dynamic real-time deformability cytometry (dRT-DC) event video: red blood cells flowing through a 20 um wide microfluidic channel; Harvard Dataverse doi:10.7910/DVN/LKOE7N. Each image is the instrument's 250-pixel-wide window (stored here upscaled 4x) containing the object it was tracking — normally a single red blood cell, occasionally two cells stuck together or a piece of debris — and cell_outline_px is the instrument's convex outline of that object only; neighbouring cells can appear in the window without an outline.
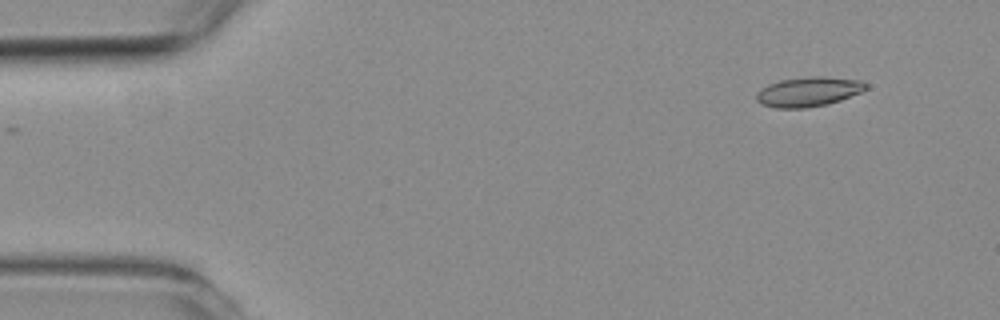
{"species": "common noctule bat (a hibernating species)", "species_latin": "Nyctalus noctula", "temperature_condition": "room temperature", "stored_images_in_passage": 50, "camera_frame_rate_fps": 3000, "um_per_image_px": 0.085, "animal": {"sex": "female", "body_mass_g": 19.3, "forearm_length_mm": 54.1}, "frame": {"image": 1, "passage_image": 1, "time_ms": 0.0, "image_size_px": [1000, 320], "cell_outline_px": [[868, 88], [860, 92], [840, 100], [828, 104], [804, 108], [776, 108], [760, 104], [756, 100], [756, 92], [760, 88], [768, 84], [780, 80], [808, 76], [824, 76], [860, 80], [868, 84]], "centroid_in_image_um": [68.69, 7.79], "position_along_channel_um": 16.3, "area_um2": 19.07}}
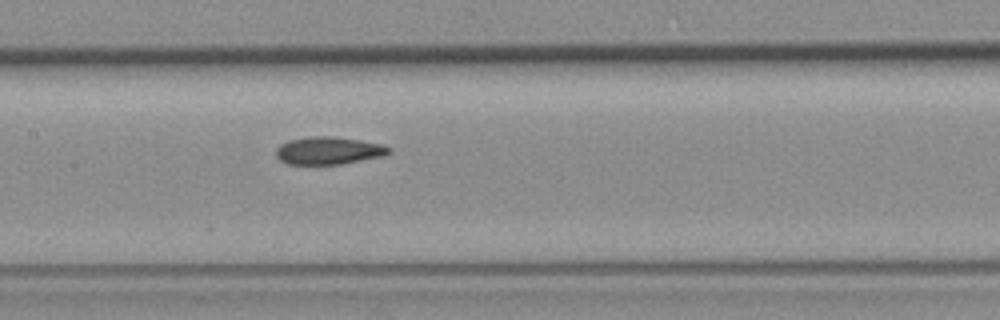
{"frame": {"image": 2, "passage_image": 22, "time_ms": 7.0, "image_size_px": [1000, 320], "cell_outline_px": [[392, 152], [384, 156], [340, 164], [288, 164], [280, 160], [276, 156], [276, 148], [280, 144], [288, 140], [312, 136], [332, 136], [360, 140], [384, 144], [392, 148]], "centroid_in_image_um": [27.96, 12.79], "position_along_channel_um": 179.4, "area_um2": 18.32}}
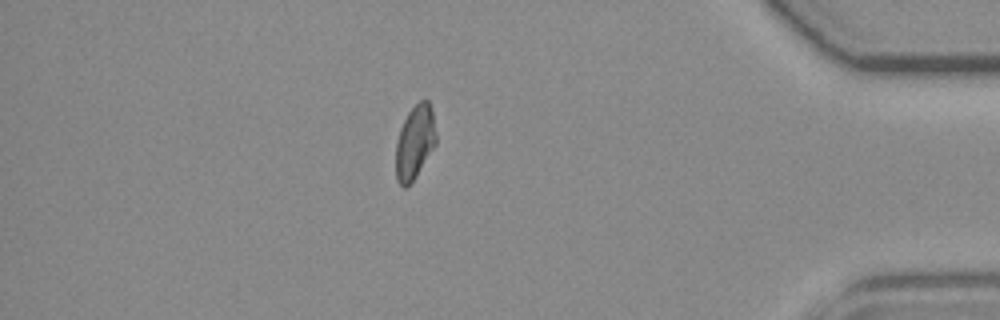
{"frame": {"image": 3, "passage_image": 43, "time_ms": 14.0, "image_size_px": [1000, 320], "cell_outline_px": [[436, 144], [416, 176], [404, 188], [396, 180], [396, 144], [400, 128], [408, 112], [420, 100], [428, 100], [432, 108], [436, 136]], "centroid_in_image_um": [35.26, 12.07], "position_along_channel_um": 399.9, "area_um2": 17.17}, "authors_computed_cell_mechanics": {"area_um2": 18.2937, "velocity_mm_per_s": 3.7567, "shape_relaxation_time_tau1_ms": null, "shape_relaxation_time_tau2_ms": 2.548, "deformation_change_tau1": null, "deformation_change_tau2": 0.0843}}